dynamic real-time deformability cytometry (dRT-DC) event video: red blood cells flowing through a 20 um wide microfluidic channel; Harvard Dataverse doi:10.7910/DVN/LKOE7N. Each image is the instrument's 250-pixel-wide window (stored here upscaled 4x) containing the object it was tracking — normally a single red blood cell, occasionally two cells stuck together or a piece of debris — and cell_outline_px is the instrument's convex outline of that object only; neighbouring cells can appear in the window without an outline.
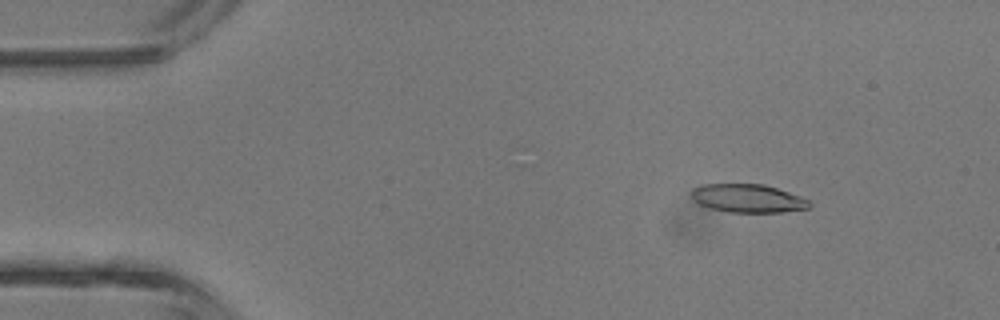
{"species": "common noctule bat (a hibernating species)", "species_latin": "Nyctalus noctula", "temperature_condition": "room temperature", "stored_images_in_passage": 3, "camera_frame_rate_fps": 3000, "um_per_image_px": 0.085, "animal": {"sex": "male", "body_mass_g": 13.3}, "frame": {"image": 1, "passage_image": 1, "time_ms": 0.0, "image_size_px": [1000, 320], "cell_outline_px": [[812, 204], [808, 208], [780, 212], [728, 212], [712, 208], [700, 204], [692, 200], [692, 188], [700, 184], [764, 184], [800, 196], [808, 200]], "centroid_in_image_um": [63.54, 16.85], "position_along_channel_um": 21.5, "area_um2": 19.36}}
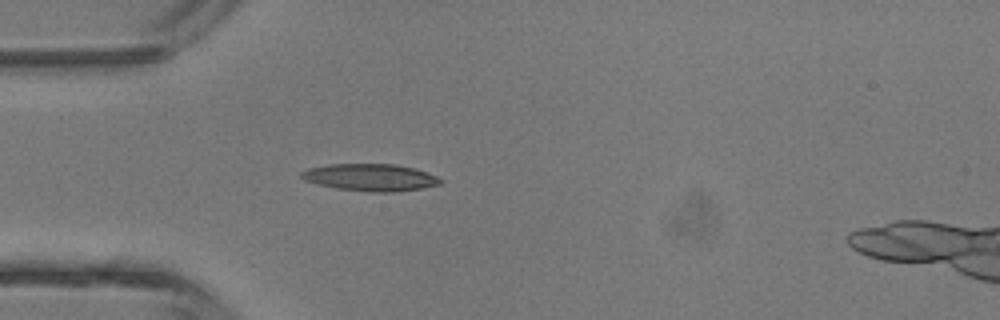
{"frame": {"image": 2, "passage_image": 3, "time_ms": 2.333, "image_size_px": [1000, 320], "cell_outline_px": [[444, 180], [440, 184], [424, 188], [396, 192], [372, 192], [336, 188], [316, 184], [304, 180], [300, 176], [300, 172], [308, 168], [328, 164], [396, 164], [412, 168], [436, 176]], "centroid_in_image_um": [31.46, 15.08], "position_along_channel_um": 53.5, "area_um2": 22.02}}